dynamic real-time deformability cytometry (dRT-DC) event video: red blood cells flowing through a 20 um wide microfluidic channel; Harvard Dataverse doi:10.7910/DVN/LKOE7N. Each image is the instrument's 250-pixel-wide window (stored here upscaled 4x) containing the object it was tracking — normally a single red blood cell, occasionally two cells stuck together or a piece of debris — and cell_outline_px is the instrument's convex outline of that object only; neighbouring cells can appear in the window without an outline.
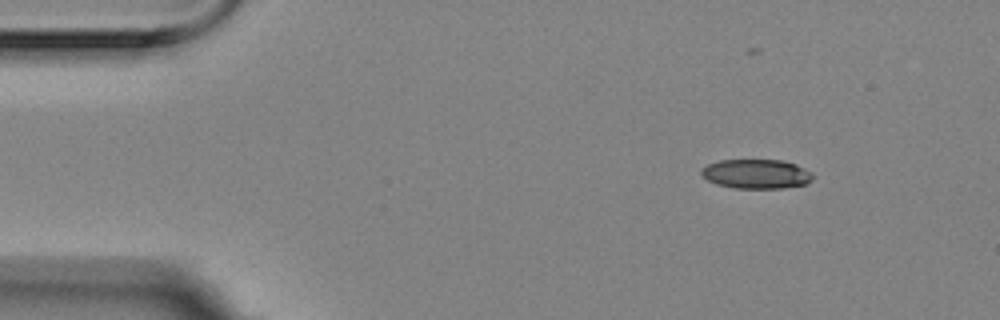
{"species": "Egyptian fruit bat (a non-hibernating species)", "species_latin": "Rousettus aegyptiacus", "temperature_condition": "room temperature", "stored_images_in_passage": 9, "camera_frame_rate_fps": 3000, "um_per_image_px": 0.085, "animal": {"sex": "female"}, "frame": {"image": 1, "passage_image": 1, "time_ms": 0.0, "image_size_px": [1000, 320], "cell_outline_px": [[812, 180], [804, 184], [784, 188], [736, 188], [716, 184], [700, 176], [700, 168], [708, 164], [720, 160], [780, 160], [796, 164], [812, 172]], "centroid_in_image_um": [64.25, 14.78], "position_along_channel_um": 20.8, "area_um2": 19.13}}
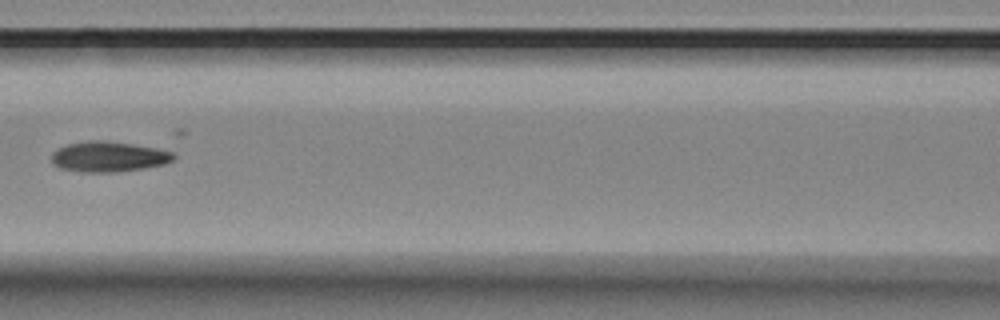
{"frame": {"image": 2, "passage_image": 6, "time_ms": 1.667, "image_size_px": [1000, 320], "cell_outline_px": [[176, 156], [172, 160], [164, 164], [144, 168], [116, 172], [80, 172], [60, 168], [52, 164], [52, 152], [68, 144], [88, 140], [104, 140], [172, 148]], "centroid_in_image_um": [9.33, 13.29], "position_along_channel_um": 157.3, "area_um2": 22.25}}
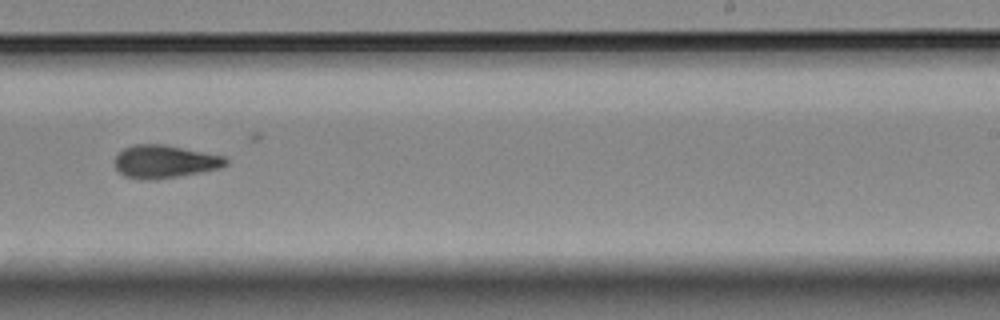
{"frame": {"image": 3, "passage_image": 9, "time_ms": 2.667, "image_size_px": [1000, 320], "cell_outline_px": [[228, 164], [220, 168], [200, 172], [156, 180], [144, 180], [124, 176], [116, 168], [116, 156], [124, 148], [132, 144], [164, 144], [224, 156], [228, 160]], "centroid_in_image_um": [14.0, 13.73], "position_along_channel_um": 275.0, "area_um2": 21.27}}